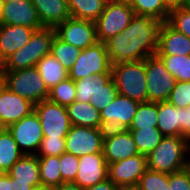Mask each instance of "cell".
<instances>
[{"label":"cell","instance_id":"31","mask_svg":"<svg viewBox=\"0 0 190 190\" xmlns=\"http://www.w3.org/2000/svg\"><path fill=\"white\" fill-rule=\"evenodd\" d=\"M41 184L58 187L62 184L59 156H38Z\"/></svg>","mask_w":190,"mask_h":190},{"label":"cell","instance_id":"30","mask_svg":"<svg viewBox=\"0 0 190 190\" xmlns=\"http://www.w3.org/2000/svg\"><path fill=\"white\" fill-rule=\"evenodd\" d=\"M135 15L148 16L162 22H167L169 10L163 0H128Z\"/></svg>","mask_w":190,"mask_h":190},{"label":"cell","instance_id":"57","mask_svg":"<svg viewBox=\"0 0 190 190\" xmlns=\"http://www.w3.org/2000/svg\"><path fill=\"white\" fill-rule=\"evenodd\" d=\"M4 129V127L0 123V132Z\"/></svg>","mask_w":190,"mask_h":190},{"label":"cell","instance_id":"5","mask_svg":"<svg viewBox=\"0 0 190 190\" xmlns=\"http://www.w3.org/2000/svg\"><path fill=\"white\" fill-rule=\"evenodd\" d=\"M3 84L15 94L38 104L48 98L49 89L36 66L17 71H4Z\"/></svg>","mask_w":190,"mask_h":190},{"label":"cell","instance_id":"32","mask_svg":"<svg viewBox=\"0 0 190 190\" xmlns=\"http://www.w3.org/2000/svg\"><path fill=\"white\" fill-rule=\"evenodd\" d=\"M82 50L71 44L63 42L56 35L51 43L50 53L69 72Z\"/></svg>","mask_w":190,"mask_h":190},{"label":"cell","instance_id":"45","mask_svg":"<svg viewBox=\"0 0 190 190\" xmlns=\"http://www.w3.org/2000/svg\"><path fill=\"white\" fill-rule=\"evenodd\" d=\"M33 187L28 183L16 182V179L10 177V190H32Z\"/></svg>","mask_w":190,"mask_h":190},{"label":"cell","instance_id":"14","mask_svg":"<svg viewBox=\"0 0 190 190\" xmlns=\"http://www.w3.org/2000/svg\"><path fill=\"white\" fill-rule=\"evenodd\" d=\"M146 169L147 156L137 154L108 164V178L119 187H136Z\"/></svg>","mask_w":190,"mask_h":190},{"label":"cell","instance_id":"3","mask_svg":"<svg viewBox=\"0 0 190 190\" xmlns=\"http://www.w3.org/2000/svg\"><path fill=\"white\" fill-rule=\"evenodd\" d=\"M111 75L118 94L140 103L147 102L145 59L112 64Z\"/></svg>","mask_w":190,"mask_h":190},{"label":"cell","instance_id":"40","mask_svg":"<svg viewBox=\"0 0 190 190\" xmlns=\"http://www.w3.org/2000/svg\"><path fill=\"white\" fill-rule=\"evenodd\" d=\"M65 152V138L43 137L35 155L37 156H60Z\"/></svg>","mask_w":190,"mask_h":190},{"label":"cell","instance_id":"50","mask_svg":"<svg viewBox=\"0 0 190 190\" xmlns=\"http://www.w3.org/2000/svg\"><path fill=\"white\" fill-rule=\"evenodd\" d=\"M184 170L188 173V175L190 176V146L188 149V153L186 156V161H185V165H184Z\"/></svg>","mask_w":190,"mask_h":190},{"label":"cell","instance_id":"56","mask_svg":"<svg viewBox=\"0 0 190 190\" xmlns=\"http://www.w3.org/2000/svg\"><path fill=\"white\" fill-rule=\"evenodd\" d=\"M2 7H3V3H2V1L0 0V18H1V15H2Z\"/></svg>","mask_w":190,"mask_h":190},{"label":"cell","instance_id":"41","mask_svg":"<svg viewBox=\"0 0 190 190\" xmlns=\"http://www.w3.org/2000/svg\"><path fill=\"white\" fill-rule=\"evenodd\" d=\"M74 82L76 86V101L90 103L91 96L96 90L97 75L81 78Z\"/></svg>","mask_w":190,"mask_h":190},{"label":"cell","instance_id":"53","mask_svg":"<svg viewBox=\"0 0 190 190\" xmlns=\"http://www.w3.org/2000/svg\"><path fill=\"white\" fill-rule=\"evenodd\" d=\"M118 190H138L137 187H119Z\"/></svg>","mask_w":190,"mask_h":190},{"label":"cell","instance_id":"28","mask_svg":"<svg viewBox=\"0 0 190 190\" xmlns=\"http://www.w3.org/2000/svg\"><path fill=\"white\" fill-rule=\"evenodd\" d=\"M106 3L103 0H68L71 18L95 22L104 11Z\"/></svg>","mask_w":190,"mask_h":190},{"label":"cell","instance_id":"13","mask_svg":"<svg viewBox=\"0 0 190 190\" xmlns=\"http://www.w3.org/2000/svg\"><path fill=\"white\" fill-rule=\"evenodd\" d=\"M56 36L63 42L80 50L94 45L97 41L96 24L89 20L66 19L55 28Z\"/></svg>","mask_w":190,"mask_h":190},{"label":"cell","instance_id":"36","mask_svg":"<svg viewBox=\"0 0 190 190\" xmlns=\"http://www.w3.org/2000/svg\"><path fill=\"white\" fill-rule=\"evenodd\" d=\"M136 187L138 190H169V174L147 168Z\"/></svg>","mask_w":190,"mask_h":190},{"label":"cell","instance_id":"16","mask_svg":"<svg viewBox=\"0 0 190 190\" xmlns=\"http://www.w3.org/2000/svg\"><path fill=\"white\" fill-rule=\"evenodd\" d=\"M35 104L8 89L0 81V123L4 128L34 111Z\"/></svg>","mask_w":190,"mask_h":190},{"label":"cell","instance_id":"7","mask_svg":"<svg viewBox=\"0 0 190 190\" xmlns=\"http://www.w3.org/2000/svg\"><path fill=\"white\" fill-rule=\"evenodd\" d=\"M111 66L105 43L98 41L81 51L80 56L68 72L69 78L78 81L92 75L111 73Z\"/></svg>","mask_w":190,"mask_h":190},{"label":"cell","instance_id":"20","mask_svg":"<svg viewBox=\"0 0 190 190\" xmlns=\"http://www.w3.org/2000/svg\"><path fill=\"white\" fill-rule=\"evenodd\" d=\"M156 55H190V38L163 22L159 31Z\"/></svg>","mask_w":190,"mask_h":190},{"label":"cell","instance_id":"18","mask_svg":"<svg viewBox=\"0 0 190 190\" xmlns=\"http://www.w3.org/2000/svg\"><path fill=\"white\" fill-rule=\"evenodd\" d=\"M0 24L26 26L35 30L44 27L30 0H16L3 4Z\"/></svg>","mask_w":190,"mask_h":190},{"label":"cell","instance_id":"38","mask_svg":"<svg viewBox=\"0 0 190 190\" xmlns=\"http://www.w3.org/2000/svg\"><path fill=\"white\" fill-rule=\"evenodd\" d=\"M59 161L62 183L74 182L79 169V157L65 151L59 156Z\"/></svg>","mask_w":190,"mask_h":190},{"label":"cell","instance_id":"46","mask_svg":"<svg viewBox=\"0 0 190 190\" xmlns=\"http://www.w3.org/2000/svg\"><path fill=\"white\" fill-rule=\"evenodd\" d=\"M185 0H163L165 7L171 11L175 8H181L184 5Z\"/></svg>","mask_w":190,"mask_h":190},{"label":"cell","instance_id":"54","mask_svg":"<svg viewBox=\"0 0 190 190\" xmlns=\"http://www.w3.org/2000/svg\"><path fill=\"white\" fill-rule=\"evenodd\" d=\"M103 1L107 4V3H114V2H122L125 0H103Z\"/></svg>","mask_w":190,"mask_h":190},{"label":"cell","instance_id":"43","mask_svg":"<svg viewBox=\"0 0 190 190\" xmlns=\"http://www.w3.org/2000/svg\"><path fill=\"white\" fill-rule=\"evenodd\" d=\"M181 137L190 141V105L181 108Z\"/></svg>","mask_w":190,"mask_h":190},{"label":"cell","instance_id":"10","mask_svg":"<svg viewBox=\"0 0 190 190\" xmlns=\"http://www.w3.org/2000/svg\"><path fill=\"white\" fill-rule=\"evenodd\" d=\"M105 132L104 129L71 125L65 137V151L76 157L103 152Z\"/></svg>","mask_w":190,"mask_h":190},{"label":"cell","instance_id":"51","mask_svg":"<svg viewBox=\"0 0 190 190\" xmlns=\"http://www.w3.org/2000/svg\"><path fill=\"white\" fill-rule=\"evenodd\" d=\"M3 74H4V63H3V61L0 59V81L3 80Z\"/></svg>","mask_w":190,"mask_h":190},{"label":"cell","instance_id":"48","mask_svg":"<svg viewBox=\"0 0 190 190\" xmlns=\"http://www.w3.org/2000/svg\"><path fill=\"white\" fill-rule=\"evenodd\" d=\"M56 190H85V189L81 188L79 185L73 182H68L60 184L58 187H56Z\"/></svg>","mask_w":190,"mask_h":190},{"label":"cell","instance_id":"34","mask_svg":"<svg viewBox=\"0 0 190 190\" xmlns=\"http://www.w3.org/2000/svg\"><path fill=\"white\" fill-rule=\"evenodd\" d=\"M157 102H141L128 129L157 127Z\"/></svg>","mask_w":190,"mask_h":190},{"label":"cell","instance_id":"4","mask_svg":"<svg viewBox=\"0 0 190 190\" xmlns=\"http://www.w3.org/2000/svg\"><path fill=\"white\" fill-rule=\"evenodd\" d=\"M55 35L53 27L35 30L29 42L3 62L4 71H17L36 66L44 56L50 53Z\"/></svg>","mask_w":190,"mask_h":190},{"label":"cell","instance_id":"2","mask_svg":"<svg viewBox=\"0 0 190 190\" xmlns=\"http://www.w3.org/2000/svg\"><path fill=\"white\" fill-rule=\"evenodd\" d=\"M190 141L181 136H164L147 155V168L171 174L184 169Z\"/></svg>","mask_w":190,"mask_h":190},{"label":"cell","instance_id":"21","mask_svg":"<svg viewBox=\"0 0 190 190\" xmlns=\"http://www.w3.org/2000/svg\"><path fill=\"white\" fill-rule=\"evenodd\" d=\"M35 6L44 27L55 28L66 19L71 18L68 0H30Z\"/></svg>","mask_w":190,"mask_h":190},{"label":"cell","instance_id":"9","mask_svg":"<svg viewBox=\"0 0 190 190\" xmlns=\"http://www.w3.org/2000/svg\"><path fill=\"white\" fill-rule=\"evenodd\" d=\"M34 111L40 120L43 136L48 138L66 137L71 123L65 106L45 99L35 105Z\"/></svg>","mask_w":190,"mask_h":190},{"label":"cell","instance_id":"24","mask_svg":"<svg viewBox=\"0 0 190 190\" xmlns=\"http://www.w3.org/2000/svg\"><path fill=\"white\" fill-rule=\"evenodd\" d=\"M66 109L71 125L101 129L100 112L91 103L75 100Z\"/></svg>","mask_w":190,"mask_h":190},{"label":"cell","instance_id":"27","mask_svg":"<svg viewBox=\"0 0 190 190\" xmlns=\"http://www.w3.org/2000/svg\"><path fill=\"white\" fill-rule=\"evenodd\" d=\"M18 144L7 128L0 132V170L7 173L23 156Z\"/></svg>","mask_w":190,"mask_h":190},{"label":"cell","instance_id":"11","mask_svg":"<svg viewBox=\"0 0 190 190\" xmlns=\"http://www.w3.org/2000/svg\"><path fill=\"white\" fill-rule=\"evenodd\" d=\"M7 129L24 155L36 154L44 136L40 120L35 111L11 124Z\"/></svg>","mask_w":190,"mask_h":190},{"label":"cell","instance_id":"25","mask_svg":"<svg viewBox=\"0 0 190 190\" xmlns=\"http://www.w3.org/2000/svg\"><path fill=\"white\" fill-rule=\"evenodd\" d=\"M36 68L49 90L69 77L68 71L51 53L44 56L37 63Z\"/></svg>","mask_w":190,"mask_h":190},{"label":"cell","instance_id":"42","mask_svg":"<svg viewBox=\"0 0 190 190\" xmlns=\"http://www.w3.org/2000/svg\"><path fill=\"white\" fill-rule=\"evenodd\" d=\"M169 190H190V176L184 169L169 174Z\"/></svg>","mask_w":190,"mask_h":190},{"label":"cell","instance_id":"19","mask_svg":"<svg viewBox=\"0 0 190 190\" xmlns=\"http://www.w3.org/2000/svg\"><path fill=\"white\" fill-rule=\"evenodd\" d=\"M34 31L26 26L0 24V59L4 62L26 45Z\"/></svg>","mask_w":190,"mask_h":190},{"label":"cell","instance_id":"52","mask_svg":"<svg viewBox=\"0 0 190 190\" xmlns=\"http://www.w3.org/2000/svg\"><path fill=\"white\" fill-rule=\"evenodd\" d=\"M183 8L190 11V0H185Z\"/></svg>","mask_w":190,"mask_h":190},{"label":"cell","instance_id":"49","mask_svg":"<svg viewBox=\"0 0 190 190\" xmlns=\"http://www.w3.org/2000/svg\"><path fill=\"white\" fill-rule=\"evenodd\" d=\"M32 190H56V187L48 186L45 184H39L32 188Z\"/></svg>","mask_w":190,"mask_h":190},{"label":"cell","instance_id":"55","mask_svg":"<svg viewBox=\"0 0 190 190\" xmlns=\"http://www.w3.org/2000/svg\"><path fill=\"white\" fill-rule=\"evenodd\" d=\"M3 4H8L16 0H1Z\"/></svg>","mask_w":190,"mask_h":190},{"label":"cell","instance_id":"15","mask_svg":"<svg viewBox=\"0 0 190 190\" xmlns=\"http://www.w3.org/2000/svg\"><path fill=\"white\" fill-rule=\"evenodd\" d=\"M103 154L107 164L139 154L129 130H107L103 139Z\"/></svg>","mask_w":190,"mask_h":190},{"label":"cell","instance_id":"23","mask_svg":"<svg viewBox=\"0 0 190 190\" xmlns=\"http://www.w3.org/2000/svg\"><path fill=\"white\" fill-rule=\"evenodd\" d=\"M157 128L164 136H181V108L168 101L157 102Z\"/></svg>","mask_w":190,"mask_h":190},{"label":"cell","instance_id":"1","mask_svg":"<svg viewBox=\"0 0 190 190\" xmlns=\"http://www.w3.org/2000/svg\"><path fill=\"white\" fill-rule=\"evenodd\" d=\"M162 21L134 15L129 25L105 42L112 64L140 61L156 55Z\"/></svg>","mask_w":190,"mask_h":190},{"label":"cell","instance_id":"17","mask_svg":"<svg viewBox=\"0 0 190 190\" xmlns=\"http://www.w3.org/2000/svg\"><path fill=\"white\" fill-rule=\"evenodd\" d=\"M108 178V164L103 152L79 157V169L73 183L86 189Z\"/></svg>","mask_w":190,"mask_h":190},{"label":"cell","instance_id":"29","mask_svg":"<svg viewBox=\"0 0 190 190\" xmlns=\"http://www.w3.org/2000/svg\"><path fill=\"white\" fill-rule=\"evenodd\" d=\"M127 130L130 131L139 154L145 156L149 155L164 137L157 127Z\"/></svg>","mask_w":190,"mask_h":190},{"label":"cell","instance_id":"22","mask_svg":"<svg viewBox=\"0 0 190 190\" xmlns=\"http://www.w3.org/2000/svg\"><path fill=\"white\" fill-rule=\"evenodd\" d=\"M16 182L29 185L41 184L39 161L37 155H23L7 172Z\"/></svg>","mask_w":190,"mask_h":190},{"label":"cell","instance_id":"26","mask_svg":"<svg viewBox=\"0 0 190 190\" xmlns=\"http://www.w3.org/2000/svg\"><path fill=\"white\" fill-rule=\"evenodd\" d=\"M117 95L118 90L112 79L111 73L97 75L96 90L91 96L90 103L101 112L114 101Z\"/></svg>","mask_w":190,"mask_h":190},{"label":"cell","instance_id":"47","mask_svg":"<svg viewBox=\"0 0 190 190\" xmlns=\"http://www.w3.org/2000/svg\"><path fill=\"white\" fill-rule=\"evenodd\" d=\"M0 190H10V176L7 173L0 175Z\"/></svg>","mask_w":190,"mask_h":190},{"label":"cell","instance_id":"37","mask_svg":"<svg viewBox=\"0 0 190 190\" xmlns=\"http://www.w3.org/2000/svg\"><path fill=\"white\" fill-rule=\"evenodd\" d=\"M167 23L176 31L190 38V11L181 8L172 9L169 12Z\"/></svg>","mask_w":190,"mask_h":190},{"label":"cell","instance_id":"12","mask_svg":"<svg viewBox=\"0 0 190 190\" xmlns=\"http://www.w3.org/2000/svg\"><path fill=\"white\" fill-rule=\"evenodd\" d=\"M139 103L118 94L114 101L100 112L101 129L127 130L134 119Z\"/></svg>","mask_w":190,"mask_h":190},{"label":"cell","instance_id":"44","mask_svg":"<svg viewBox=\"0 0 190 190\" xmlns=\"http://www.w3.org/2000/svg\"><path fill=\"white\" fill-rule=\"evenodd\" d=\"M119 186L116 185L109 178L106 180L95 184L94 186L88 187L85 190H118Z\"/></svg>","mask_w":190,"mask_h":190},{"label":"cell","instance_id":"6","mask_svg":"<svg viewBox=\"0 0 190 190\" xmlns=\"http://www.w3.org/2000/svg\"><path fill=\"white\" fill-rule=\"evenodd\" d=\"M135 12L128 0L107 3L104 11L96 19L97 41L105 43L121 33L131 22Z\"/></svg>","mask_w":190,"mask_h":190},{"label":"cell","instance_id":"35","mask_svg":"<svg viewBox=\"0 0 190 190\" xmlns=\"http://www.w3.org/2000/svg\"><path fill=\"white\" fill-rule=\"evenodd\" d=\"M48 100L67 107L76 100V86L71 78L61 81L49 90Z\"/></svg>","mask_w":190,"mask_h":190},{"label":"cell","instance_id":"39","mask_svg":"<svg viewBox=\"0 0 190 190\" xmlns=\"http://www.w3.org/2000/svg\"><path fill=\"white\" fill-rule=\"evenodd\" d=\"M178 108H186L190 105V82L177 81L167 100Z\"/></svg>","mask_w":190,"mask_h":190},{"label":"cell","instance_id":"8","mask_svg":"<svg viewBox=\"0 0 190 190\" xmlns=\"http://www.w3.org/2000/svg\"><path fill=\"white\" fill-rule=\"evenodd\" d=\"M147 102L167 101L177 80L167 71L162 60L153 55L145 59Z\"/></svg>","mask_w":190,"mask_h":190},{"label":"cell","instance_id":"33","mask_svg":"<svg viewBox=\"0 0 190 190\" xmlns=\"http://www.w3.org/2000/svg\"><path fill=\"white\" fill-rule=\"evenodd\" d=\"M165 65L167 71L177 80L190 82V55L172 56L157 55Z\"/></svg>","mask_w":190,"mask_h":190}]
</instances>
